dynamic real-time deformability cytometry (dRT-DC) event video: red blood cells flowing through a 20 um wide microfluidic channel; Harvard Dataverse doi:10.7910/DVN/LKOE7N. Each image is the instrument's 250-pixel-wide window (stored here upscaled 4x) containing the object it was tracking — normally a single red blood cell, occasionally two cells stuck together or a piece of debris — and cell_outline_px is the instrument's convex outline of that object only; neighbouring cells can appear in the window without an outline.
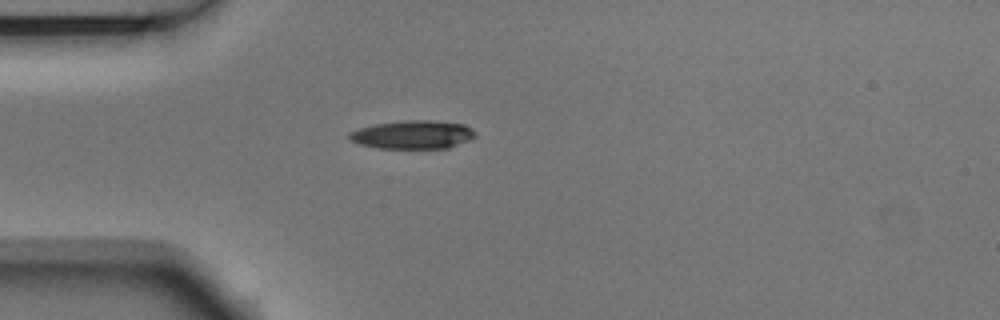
{"species": "Egyptian fruit bat (a non-hibernating species)", "species_latin": "Rousettus aegyptiacus", "temperature_condition": "room temperature", "stored_images_in_passage": 4, "camera_frame_rate_fps": 3000, "um_per_image_px": 0.085, "animal": {"sex": "male"}, "frame": {"image": 1, "passage_image": 4, "time_ms": 1.0, "image_size_px": [1000, 320], "cell_outline_px": [[476, 136], [468, 140], [448, 148], [376, 148], [360, 144], [348, 140], [348, 132], [360, 128], [376, 124], [404, 120], [432, 120], [464, 124], [472, 128], [476, 132]], "centroid_in_image_um": [35.08, 11.44], "position_along_channel_um": 49.9, "area_um2": 20.92}}